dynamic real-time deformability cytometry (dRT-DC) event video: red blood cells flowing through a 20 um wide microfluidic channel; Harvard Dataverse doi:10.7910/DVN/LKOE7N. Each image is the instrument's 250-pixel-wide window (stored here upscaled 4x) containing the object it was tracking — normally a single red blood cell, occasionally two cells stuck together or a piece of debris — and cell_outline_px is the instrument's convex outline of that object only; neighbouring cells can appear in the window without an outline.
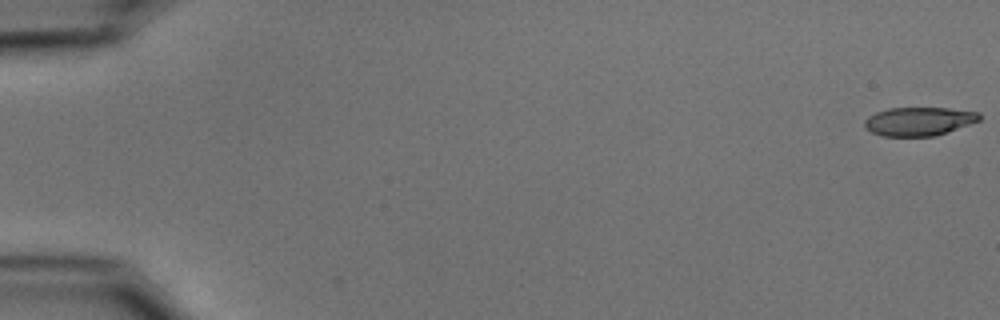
{"species": "common noctule bat (a hibernating species)", "species_latin": "Nyctalus noctula", "temperature_condition": "cold", "stored_images_in_passage": 10, "camera_frame_rate_fps": 3000, "um_per_image_px": 0.085, "animal": {"sex": "male", "body_mass_g": 15.6}, "frame": {"image": 1, "passage_image": 1, "time_ms": 0.0, "image_size_px": [1000, 320], "cell_outline_px": [[980, 120], [948, 132], [936, 136], [880, 136], [864, 128], [864, 120], [868, 116], [876, 112], [888, 108], [948, 108], [980, 112]], "centroid_in_image_um": [78.08, 10.32], "position_along_channel_um": 6.9, "area_um2": 19.25}}